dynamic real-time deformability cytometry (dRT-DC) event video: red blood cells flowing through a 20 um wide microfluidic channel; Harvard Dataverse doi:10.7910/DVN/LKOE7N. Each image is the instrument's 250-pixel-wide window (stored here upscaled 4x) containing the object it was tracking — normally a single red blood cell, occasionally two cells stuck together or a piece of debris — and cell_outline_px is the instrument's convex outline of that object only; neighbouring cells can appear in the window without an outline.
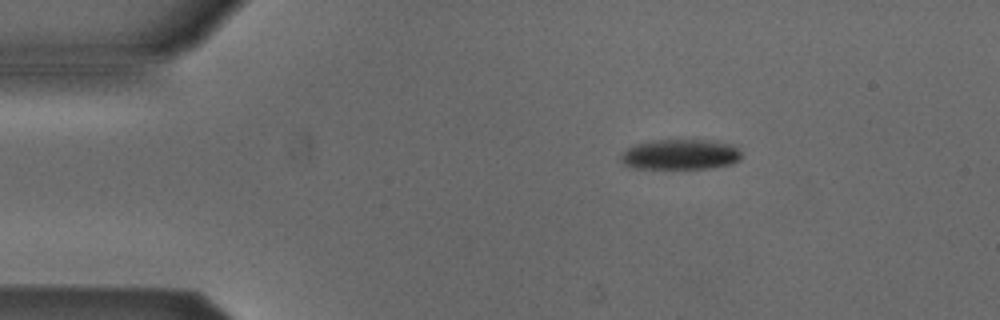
{"species": "Egyptian fruit bat (a non-hibernating species)", "species_latin": "Rousettus aegyptiacus", "temperature_condition": "cold", "stored_images_in_passage": 4, "camera_frame_rate_fps": 3000, "um_per_image_px": 0.085, "animal": {"sex": "male"}, "frame": {"image": 1, "passage_image": 3, "time_ms": 2.333, "image_size_px": [1000, 320], "cell_outline_px": [[740, 160], [732, 164], [708, 168], [632, 168], [624, 164], [620, 160], [620, 152], [636, 144], [652, 140], [712, 140], [736, 144], [740, 152]], "centroid_in_image_um": [57.84, 13.12], "position_along_channel_um": 27.2, "area_um2": 21.56}}